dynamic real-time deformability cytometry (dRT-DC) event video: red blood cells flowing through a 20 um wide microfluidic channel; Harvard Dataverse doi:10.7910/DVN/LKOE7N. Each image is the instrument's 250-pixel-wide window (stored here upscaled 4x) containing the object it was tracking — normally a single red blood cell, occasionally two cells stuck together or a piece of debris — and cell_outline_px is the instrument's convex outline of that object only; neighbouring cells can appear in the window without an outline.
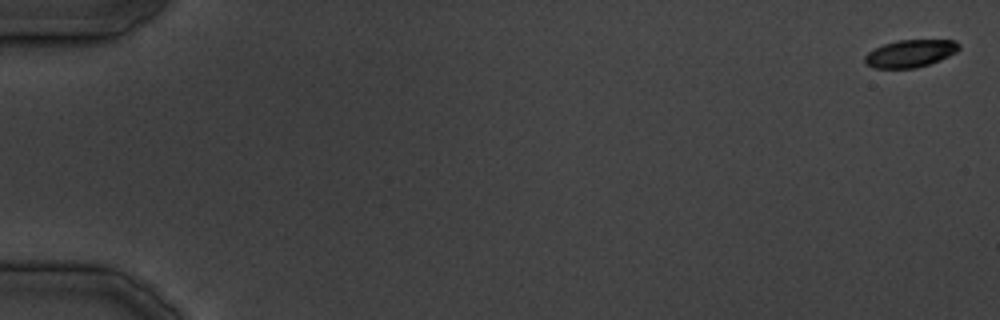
{"species": "common noctule bat (a hibernating species)", "species_latin": "Nyctalus noctula", "temperature_condition": "cold", "stored_images_in_passage": 12, "camera_frame_rate_fps": 3000, "um_per_image_px": 0.085, "animal": {"sex": "male", "body_mass_g": 19.5, "forearm_length_mm": 54.6}, "frame": {"image": 1, "passage_image": 1, "time_ms": 0.0, "image_size_px": [1000, 320], "cell_outline_px": [[960, 48], [956, 52], [940, 60], [916, 68], [872, 68], [864, 64], [864, 56], [868, 52], [884, 44], [896, 40], [956, 40], [960, 44]], "centroid_in_image_um": [77.36, 4.55], "position_along_channel_um": 7.6, "area_um2": 15.14}}